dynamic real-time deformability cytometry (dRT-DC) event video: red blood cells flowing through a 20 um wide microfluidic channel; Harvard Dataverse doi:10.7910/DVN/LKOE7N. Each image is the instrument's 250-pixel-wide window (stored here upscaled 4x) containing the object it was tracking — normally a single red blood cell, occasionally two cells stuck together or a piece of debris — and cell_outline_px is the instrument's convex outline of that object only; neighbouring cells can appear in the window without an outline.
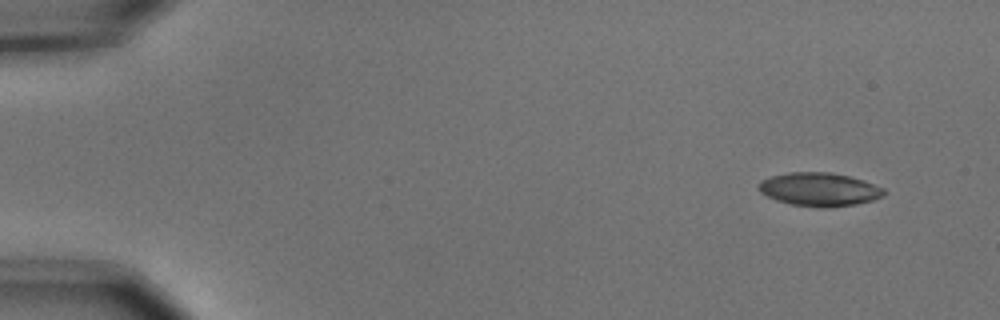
{"species": "common noctule bat (a hibernating species)", "species_latin": "Nyctalus noctula", "temperature_condition": "cold", "stored_images_in_passage": 2, "camera_frame_rate_fps": 3000, "um_per_image_px": 0.085, "animal": {"sex": "male", "body_mass_g": 15.6}, "frame": {"image": 1, "passage_image": 1, "time_ms": 0.0, "image_size_px": [1000, 320], "cell_outline_px": [[884, 196], [872, 200], [856, 204], [824, 208], [816, 208], [792, 204], [776, 200], [760, 192], [756, 184], [760, 180], [772, 176], [792, 172], [828, 172], [848, 176], [864, 180], [884, 188]], "centroid_in_image_um": [69.63, 16.1], "position_along_channel_um": 15.4, "area_um2": 24.45}}